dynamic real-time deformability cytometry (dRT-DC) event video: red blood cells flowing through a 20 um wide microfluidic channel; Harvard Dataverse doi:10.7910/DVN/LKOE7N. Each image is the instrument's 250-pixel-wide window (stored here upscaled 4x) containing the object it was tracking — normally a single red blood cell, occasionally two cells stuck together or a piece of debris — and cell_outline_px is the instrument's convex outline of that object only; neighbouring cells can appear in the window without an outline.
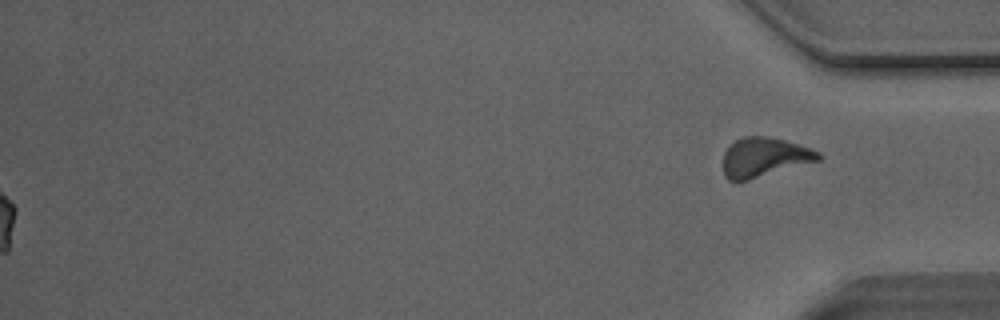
{"species": "Egyptian fruit bat (a non-hibernating species)", "species_latin": "Rousettus aegyptiacus", "temperature_condition": "room temperature", "stored_images_in_passage": 27, "segment_of_instrument_passage": [2, 2], "camera_frame_rate_fps": 3000, "um_per_image_px": 0.085, "animal": {"sex": "male"}, "frame": {"image": 1, "passage_image": 27, "time_ms": 8.667, "image_size_px": [1000, 320], "cell_outline_px": [[824, 156], [820, 160], [748, 180], [728, 180], [724, 176], [724, 152], [736, 140], [744, 136], [764, 136], [784, 140], [820, 152]], "centroid_in_image_um": [64.97, 13.37], "position_along_channel_um": 370.2, "area_um2": 21.5}}